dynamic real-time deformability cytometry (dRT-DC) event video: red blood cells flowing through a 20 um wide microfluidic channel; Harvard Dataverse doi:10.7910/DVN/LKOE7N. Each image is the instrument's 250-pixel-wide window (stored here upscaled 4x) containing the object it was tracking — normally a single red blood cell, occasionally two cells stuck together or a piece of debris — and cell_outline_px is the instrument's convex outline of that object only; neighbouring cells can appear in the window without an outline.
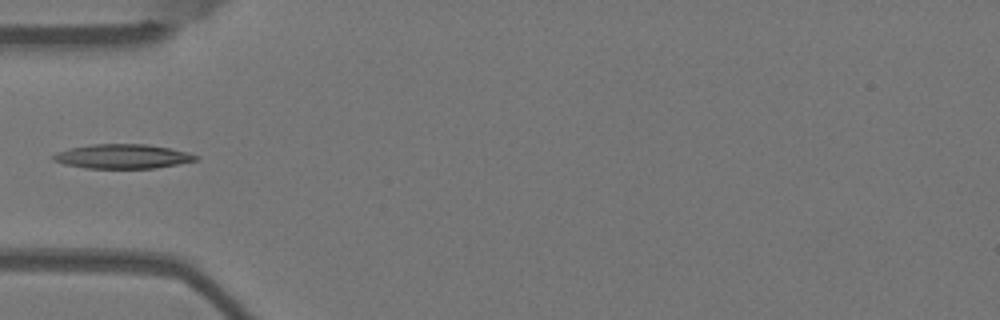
{"species": "Egyptian fruit bat (a non-hibernating species)", "species_latin": "Rousettus aegyptiacus", "temperature_condition": "warm", "stored_images_in_passage": 5, "camera_frame_rate_fps": 3000, "um_per_image_px": 0.085, "animal": {"sex": "female"}, "frame": {"image": 1, "passage_image": 5, "time_ms": 1.333, "image_size_px": [1000, 320], "cell_outline_px": [[200, 156], [196, 160], [156, 168], [84, 168], [64, 164], [52, 160], [52, 156], [56, 152], [68, 148], [92, 144], [148, 144], [188, 152]], "centroid_in_image_um": [10.38, 13.29], "position_along_channel_um": 74.6, "area_um2": 20.23}}